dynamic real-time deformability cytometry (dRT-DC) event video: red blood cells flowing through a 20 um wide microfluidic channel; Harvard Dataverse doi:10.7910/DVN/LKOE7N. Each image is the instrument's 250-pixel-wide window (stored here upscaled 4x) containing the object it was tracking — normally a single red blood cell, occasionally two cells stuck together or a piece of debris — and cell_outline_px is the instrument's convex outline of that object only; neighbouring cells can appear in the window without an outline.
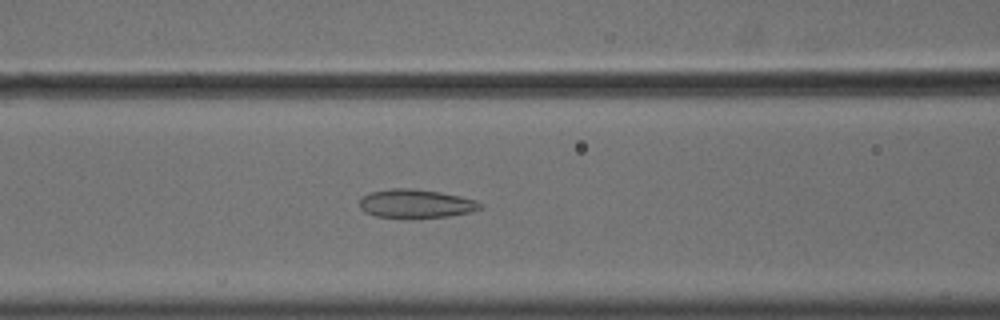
{"species": "common noctule bat (a hibernating species)", "species_latin": "Nyctalus noctula", "temperature_condition": "cold", "stored_images_in_passage": 56, "camera_frame_rate_fps": 3000, "um_per_image_px": 0.085, "animal": {"sex": "male", "body_mass_g": 18.8}, "frame": {"image": 1, "passage_image": 24, "time_ms": 7.667, "image_size_px": [1000, 320], "cell_outline_px": [[484, 208], [472, 212], [448, 216], [408, 220], [376, 216], [364, 212], [360, 208], [360, 200], [368, 192], [392, 188], [412, 188], [440, 192], [460, 196], [476, 200], [484, 204]], "centroid_in_image_um": [35.37, 17.34], "position_along_channel_um": 131.2, "area_um2": 20.87}}
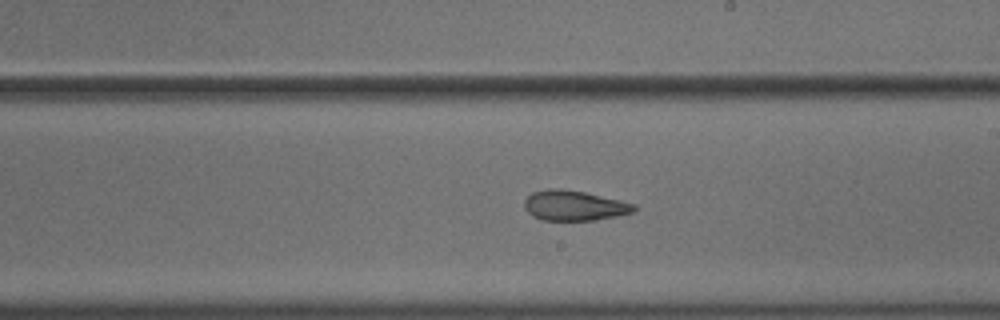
{"frame": {"image": 2, "passage_image": 33, "time_ms": 10.667, "image_size_px": [1000, 320], "cell_outline_px": [[636, 208], [632, 212], [616, 216], [596, 220], [540, 220], [532, 216], [524, 208], [524, 200], [532, 192], [548, 188], [560, 188], [584, 192], [620, 200], [636, 204]], "centroid_in_image_um": [48.77, 17.47], "position_along_channel_um": 240.2, "area_um2": 19.31}}
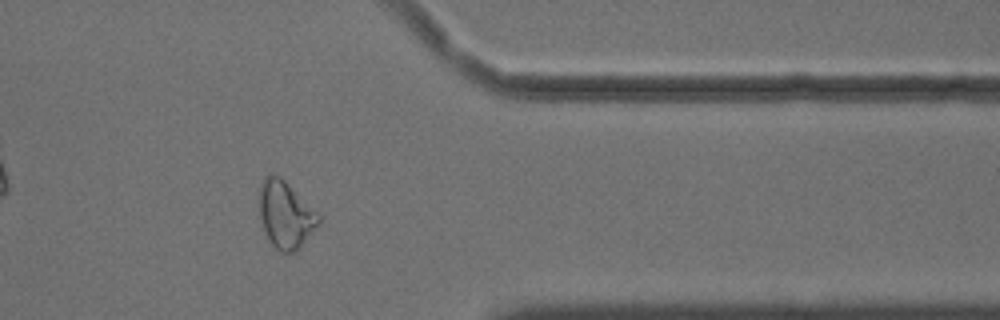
{"frame": {"image": 3, "passage_image": 46, "time_ms": 15.0, "image_size_px": [1000, 320], "cell_outline_px": [[320, 224], [300, 248], [292, 252], [280, 252], [268, 240], [264, 232], [260, 220], [260, 184], [264, 176], [276, 176], [284, 180], [320, 216]], "centroid_in_image_um": [24.26, 18.3], "position_along_channel_um": 387.1, "area_um2": 22.83}, "authors_computed_cell_mechanics": {"area_um2": 23.8136, "velocity_mm_per_s": 3.6293, "shape_relaxation_time_tau1_ms": null, "shape_relaxation_time_tau2_ms": 3.1193, "deformation_change_tau1": null, "deformation_change_tau2": 0.0883}}